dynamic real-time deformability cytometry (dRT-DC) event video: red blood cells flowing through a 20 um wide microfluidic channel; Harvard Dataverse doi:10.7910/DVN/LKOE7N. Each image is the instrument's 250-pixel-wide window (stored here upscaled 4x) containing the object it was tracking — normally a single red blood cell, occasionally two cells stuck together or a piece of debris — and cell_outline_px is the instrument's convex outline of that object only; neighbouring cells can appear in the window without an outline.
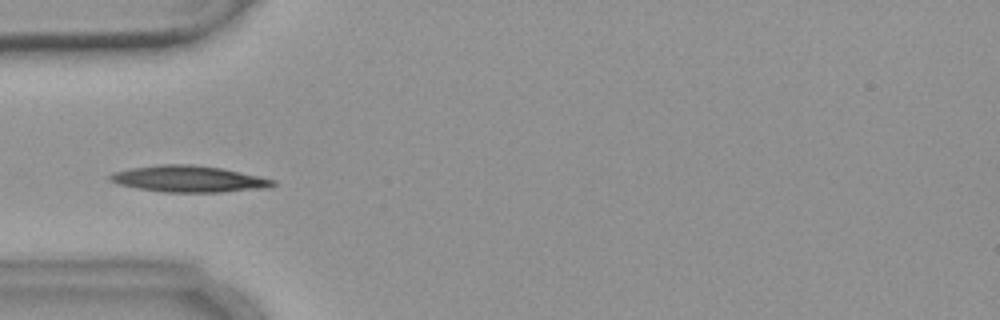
{"species": "common noctule bat (a hibernating species)", "species_latin": "Nyctalus noctula", "temperature_condition": "warm", "stored_images_in_passage": 6, "camera_frame_rate_fps": 3000, "um_per_image_px": 0.085, "animal": {"sex": "female", "body_mass_g": 18.4}, "frame": {"image": 1, "passage_image": 5, "time_ms": 4.667, "image_size_px": [1000, 320], "cell_outline_px": [[276, 184], [272, 188], [224, 192], [164, 192], [136, 188], [116, 184], [108, 180], [108, 176], [112, 172], [132, 168], [160, 164], [192, 164], [220, 168], [260, 176], [276, 180]], "centroid_in_image_um": [16.05, 15.22], "position_along_channel_um": 68.9, "area_um2": 25.37}}